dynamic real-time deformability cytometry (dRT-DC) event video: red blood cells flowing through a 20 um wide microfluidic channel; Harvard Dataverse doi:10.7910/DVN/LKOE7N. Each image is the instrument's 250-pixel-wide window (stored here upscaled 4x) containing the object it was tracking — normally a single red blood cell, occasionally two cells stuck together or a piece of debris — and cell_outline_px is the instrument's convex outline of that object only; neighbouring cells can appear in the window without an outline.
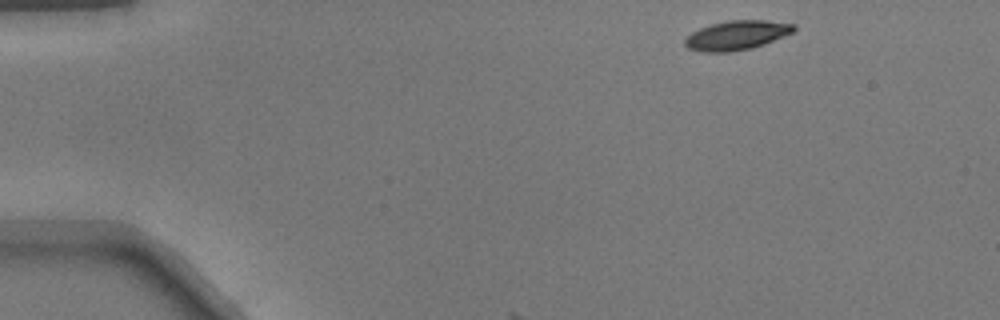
{"species": "common noctule bat (a hibernating species)", "species_latin": "Nyctalus noctula", "temperature_condition": "warm", "stored_images_in_passage": 10, "camera_frame_rate_fps": 3000, "um_per_image_px": 0.085, "animal": {"sex": "male", "body_mass_g": 17.9}, "frame": {"image": 1, "passage_image": 1, "time_ms": 0.0, "image_size_px": [1000, 320], "cell_outline_px": [[796, 28], [792, 32], [752, 48], [728, 52], [704, 52], [688, 48], [684, 44], [684, 40], [692, 32], [700, 28], [712, 24], [728, 20], [764, 20], [796, 24]], "centroid_in_image_um": [62.6, 2.99], "position_along_channel_um": 22.4, "area_um2": 18.32}}